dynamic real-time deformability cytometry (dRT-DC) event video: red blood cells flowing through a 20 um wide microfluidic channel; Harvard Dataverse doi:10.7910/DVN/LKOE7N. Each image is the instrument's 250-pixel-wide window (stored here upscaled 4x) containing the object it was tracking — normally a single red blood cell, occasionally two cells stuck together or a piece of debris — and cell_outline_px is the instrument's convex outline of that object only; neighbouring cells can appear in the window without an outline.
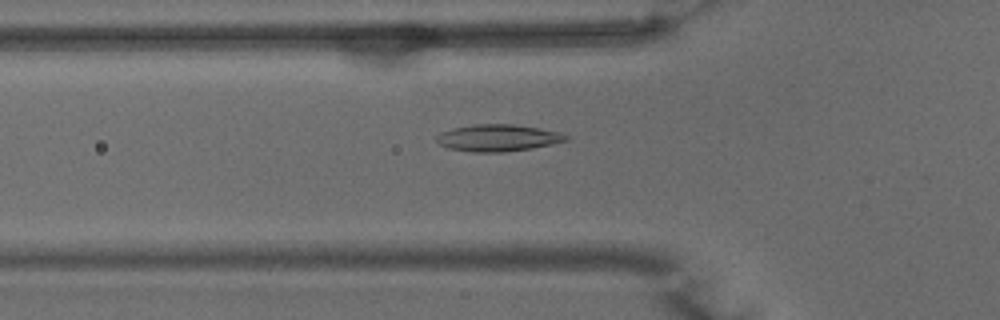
{"species": "common noctule bat (a hibernating species)", "species_latin": "Nyctalus noctula", "temperature_condition": "warm", "stored_images_in_passage": 47, "camera_frame_rate_fps": 3000, "um_per_image_px": 0.085, "animal": {"sex": "male", "body_mass_g": 15.6}, "frame": {"image": 1, "passage_image": 17, "time_ms": 5.333, "image_size_px": [1000, 320], "cell_outline_px": [[568, 140], [532, 148], [504, 152], [472, 152], [448, 148], [440, 144], [436, 140], [436, 136], [440, 132], [452, 128], [476, 124], [512, 124], [560, 132], [568, 136]], "centroid_in_image_um": [42.28, 11.72], "position_along_channel_um": 83.5, "area_um2": 20.11}}
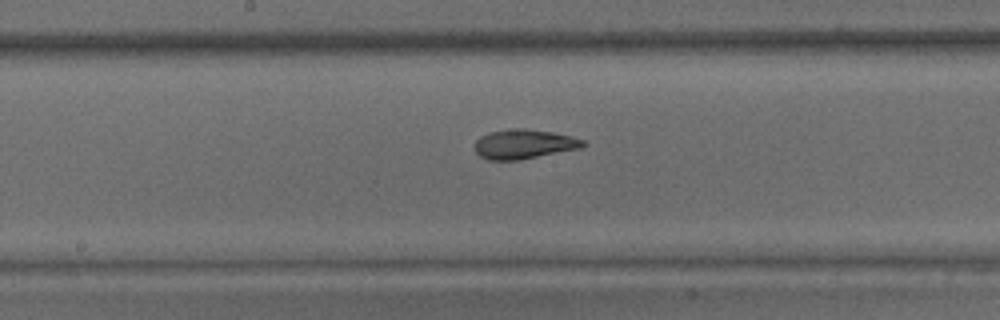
{"frame": {"image": 2, "passage_image": 26, "time_ms": 8.333, "image_size_px": [1000, 320], "cell_outline_px": [[588, 144], [580, 148], [516, 160], [488, 160], [480, 156], [476, 152], [476, 140], [480, 136], [488, 132], [516, 128], [524, 128], [552, 132], [572, 136], [584, 140]], "centroid_in_image_um": [44.54, 12.24], "position_along_channel_um": 203.7, "area_um2": 18.44}}
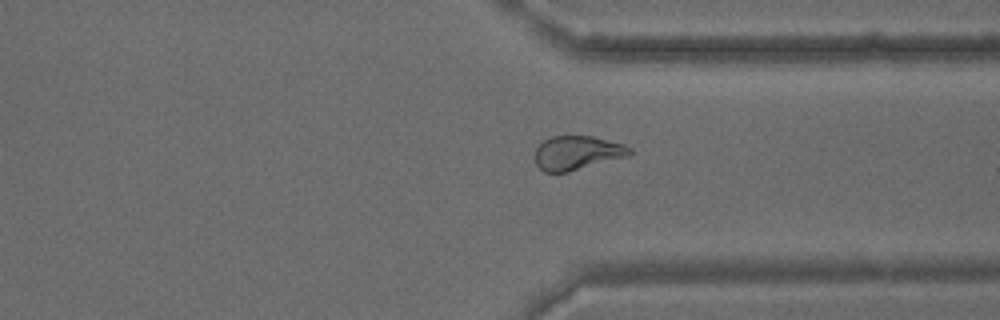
{"frame": {"image": 3, "passage_image": 38, "time_ms": 12.333, "image_size_px": [1000, 320], "cell_outline_px": [[632, 152], [628, 156], [568, 172], [544, 172], [536, 164], [536, 148], [544, 140], [552, 136], [592, 136], [624, 144], [632, 148]], "centroid_in_image_um": [49.07, 12.99], "position_along_channel_um": 362.3, "area_um2": 18.67}, "authors_computed_cell_mechanics": {"area_um2": 19.4208, "velocity_mm_per_s": 3.9718, "shape_relaxation_time_tau1_ms": null, "shape_relaxation_time_tau2_ms": 1.8886, "deformation_change_tau1": null, "deformation_change_tau2": 0.076}}